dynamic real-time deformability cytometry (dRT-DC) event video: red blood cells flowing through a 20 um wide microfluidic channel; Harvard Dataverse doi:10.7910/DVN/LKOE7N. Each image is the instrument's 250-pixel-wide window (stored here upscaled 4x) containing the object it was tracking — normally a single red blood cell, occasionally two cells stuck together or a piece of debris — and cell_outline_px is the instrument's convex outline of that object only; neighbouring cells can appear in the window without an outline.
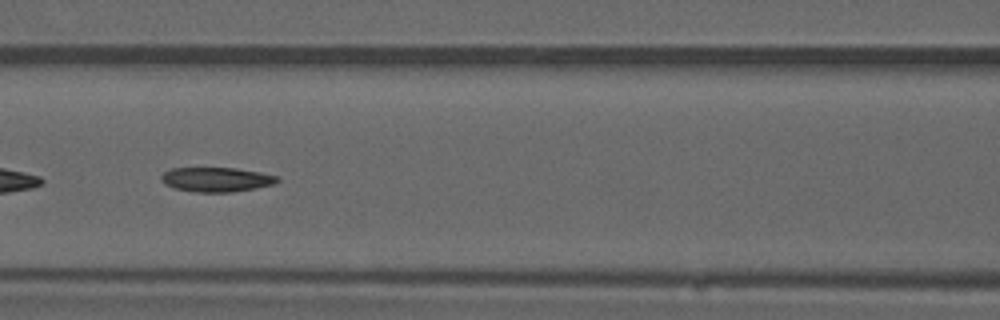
{"species": "common noctule bat (a hibernating species)", "species_latin": "Nyctalus noctula", "temperature_condition": "warm", "stored_images_in_passage": 51, "camera_frame_rate_fps": 3000, "um_per_image_px": 0.085, "animal": {"sex": "male", "forearm_length_mm": 52.5}, "frame": {"image": 1, "passage_image": 22, "time_ms": 7.0, "image_size_px": [1000, 320], "cell_outline_px": [[280, 180], [276, 184], [232, 192], [196, 192], [176, 188], [164, 184], [160, 180], [160, 176], [164, 172], [172, 168], [236, 168], [260, 172], [280, 176]], "centroid_in_image_um": [18.42, 15.25], "position_along_channel_um": 148.2, "area_um2": 16.65}, "authors_computed_cell_mechanics": {"area_um2": 16.9354, "velocity_mm_per_s": 3.9776, "shape_relaxation_time_tau1_ms": null, "shape_relaxation_time_tau2_ms": 6.7861, "deformation_change_tau1": null, "deformation_change_tau2": 0.1398}}